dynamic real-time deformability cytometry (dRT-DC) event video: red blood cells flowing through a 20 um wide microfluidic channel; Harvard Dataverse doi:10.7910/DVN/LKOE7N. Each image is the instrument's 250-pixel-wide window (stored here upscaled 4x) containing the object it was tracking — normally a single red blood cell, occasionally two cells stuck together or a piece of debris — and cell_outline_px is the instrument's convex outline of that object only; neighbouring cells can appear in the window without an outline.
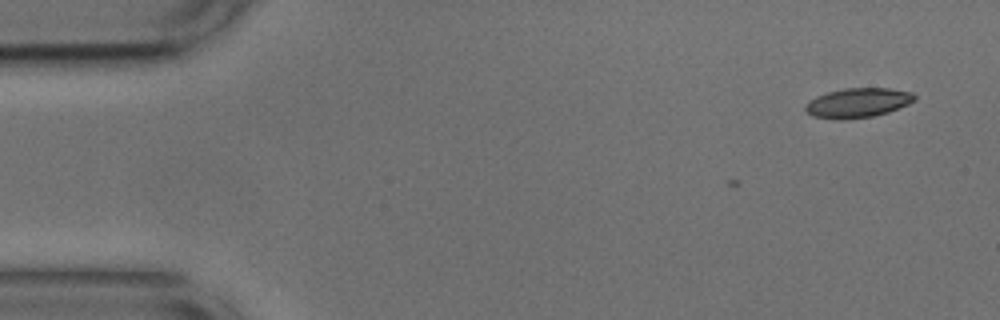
{"species": "common noctule bat (a hibernating species)", "species_latin": "Nyctalus noctula", "temperature_condition": "cold", "stored_images_in_passage": 2, "camera_frame_rate_fps": 3000, "um_per_image_px": 0.085, "animal": {"sex": "male", "body_mass_g": 17.9, "forearm_length_mm": 54.2}, "frame": {"image": 1, "passage_image": 2, "time_ms": 0.333, "image_size_px": [1000, 320], "cell_outline_px": [[916, 100], [908, 104], [888, 112], [872, 116], [844, 120], [836, 120], [812, 116], [804, 108], [804, 104], [808, 100], [816, 96], [828, 92], [844, 88], [888, 88], [912, 92], [916, 96]], "centroid_in_image_um": [72.88, 8.74], "position_along_channel_um": 12.1, "area_um2": 18.96}}